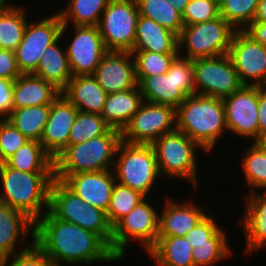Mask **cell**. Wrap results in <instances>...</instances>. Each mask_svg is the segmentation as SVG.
I'll return each instance as SVG.
<instances>
[{
    "label": "cell",
    "mask_w": 266,
    "mask_h": 266,
    "mask_svg": "<svg viewBox=\"0 0 266 266\" xmlns=\"http://www.w3.org/2000/svg\"><path fill=\"white\" fill-rule=\"evenodd\" d=\"M30 230L33 242L57 266H62L61 262L88 265L96 261L119 260L98 234L62 221L49 210L45 212L43 218L34 223V229Z\"/></svg>",
    "instance_id": "cell-1"
},
{
    "label": "cell",
    "mask_w": 266,
    "mask_h": 266,
    "mask_svg": "<svg viewBox=\"0 0 266 266\" xmlns=\"http://www.w3.org/2000/svg\"><path fill=\"white\" fill-rule=\"evenodd\" d=\"M176 129L185 133L208 153L227 129L223 100L194 94L176 109Z\"/></svg>",
    "instance_id": "cell-2"
},
{
    "label": "cell",
    "mask_w": 266,
    "mask_h": 266,
    "mask_svg": "<svg viewBox=\"0 0 266 266\" xmlns=\"http://www.w3.org/2000/svg\"><path fill=\"white\" fill-rule=\"evenodd\" d=\"M0 179L4 194L0 202L23 212L34 223L41 216L42 205L49 210L50 187L54 172H24L0 164Z\"/></svg>",
    "instance_id": "cell-3"
},
{
    "label": "cell",
    "mask_w": 266,
    "mask_h": 266,
    "mask_svg": "<svg viewBox=\"0 0 266 266\" xmlns=\"http://www.w3.org/2000/svg\"><path fill=\"white\" fill-rule=\"evenodd\" d=\"M121 142V131L111 128L106 134L84 143L68 145L54 159V179L63 181L68 175L109 170Z\"/></svg>",
    "instance_id": "cell-4"
},
{
    "label": "cell",
    "mask_w": 266,
    "mask_h": 266,
    "mask_svg": "<svg viewBox=\"0 0 266 266\" xmlns=\"http://www.w3.org/2000/svg\"><path fill=\"white\" fill-rule=\"evenodd\" d=\"M49 211L62 221L98 234L111 248L113 227L106 211L89 205L58 179L50 187Z\"/></svg>",
    "instance_id": "cell-5"
},
{
    "label": "cell",
    "mask_w": 266,
    "mask_h": 266,
    "mask_svg": "<svg viewBox=\"0 0 266 266\" xmlns=\"http://www.w3.org/2000/svg\"><path fill=\"white\" fill-rule=\"evenodd\" d=\"M142 99L156 104L168 105L175 110L187 96L195 94L193 60L180 58L172 62L162 75L136 76Z\"/></svg>",
    "instance_id": "cell-6"
},
{
    "label": "cell",
    "mask_w": 266,
    "mask_h": 266,
    "mask_svg": "<svg viewBox=\"0 0 266 266\" xmlns=\"http://www.w3.org/2000/svg\"><path fill=\"white\" fill-rule=\"evenodd\" d=\"M119 158L115 169L118 183L143 194L149 193L152 185L160 177L156 154L152 145L130 144L121 141L116 154Z\"/></svg>",
    "instance_id": "cell-7"
},
{
    "label": "cell",
    "mask_w": 266,
    "mask_h": 266,
    "mask_svg": "<svg viewBox=\"0 0 266 266\" xmlns=\"http://www.w3.org/2000/svg\"><path fill=\"white\" fill-rule=\"evenodd\" d=\"M236 31L221 16L208 22L184 25L178 36V49L186 43L187 54L184 57L190 60L225 55L229 53Z\"/></svg>",
    "instance_id": "cell-8"
},
{
    "label": "cell",
    "mask_w": 266,
    "mask_h": 266,
    "mask_svg": "<svg viewBox=\"0 0 266 266\" xmlns=\"http://www.w3.org/2000/svg\"><path fill=\"white\" fill-rule=\"evenodd\" d=\"M151 145L156 154L161 176L164 173L172 177L188 178L190 182L197 185L195 149L200 146L195 141L175 129L164 134Z\"/></svg>",
    "instance_id": "cell-9"
},
{
    "label": "cell",
    "mask_w": 266,
    "mask_h": 266,
    "mask_svg": "<svg viewBox=\"0 0 266 266\" xmlns=\"http://www.w3.org/2000/svg\"><path fill=\"white\" fill-rule=\"evenodd\" d=\"M98 29L107 51L132 52L139 17L136 0H111Z\"/></svg>",
    "instance_id": "cell-10"
},
{
    "label": "cell",
    "mask_w": 266,
    "mask_h": 266,
    "mask_svg": "<svg viewBox=\"0 0 266 266\" xmlns=\"http://www.w3.org/2000/svg\"><path fill=\"white\" fill-rule=\"evenodd\" d=\"M144 102L146 103H141L138 111L121 131V141L151 145L164 134L176 129V110L173 107Z\"/></svg>",
    "instance_id": "cell-11"
},
{
    "label": "cell",
    "mask_w": 266,
    "mask_h": 266,
    "mask_svg": "<svg viewBox=\"0 0 266 266\" xmlns=\"http://www.w3.org/2000/svg\"><path fill=\"white\" fill-rule=\"evenodd\" d=\"M145 200H142L113 227L111 251L119 260L124 257L125 246L129 242V235L133 239H139L147 251L157 241L159 214Z\"/></svg>",
    "instance_id": "cell-12"
},
{
    "label": "cell",
    "mask_w": 266,
    "mask_h": 266,
    "mask_svg": "<svg viewBox=\"0 0 266 266\" xmlns=\"http://www.w3.org/2000/svg\"><path fill=\"white\" fill-rule=\"evenodd\" d=\"M193 76L199 95L223 99L243 86L228 54L193 60ZM199 87L203 91H197Z\"/></svg>",
    "instance_id": "cell-13"
},
{
    "label": "cell",
    "mask_w": 266,
    "mask_h": 266,
    "mask_svg": "<svg viewBox=\"0 0 266 266\" xmlns=\"http://www.w3.org/2000/svg\"><path fill=\"white\" fill-rule=\"evenodd\" d=\"M59 14L27 23L23 39L15 50L16 60L22 74H33L45 48L53 44L59 37L62 28Z\"/></svg>",
    "instance_id": "cell-14"
},
{
    "label": "cell",
    "mask_w": 266,
    "mask_h": 266,
    "mask_svg": "<svg viewBox=\"0 0 266 266\" xmlns=\"http://www.w3.org/2000/svg\"><path fill=\"white\" fill-rule=\"evenodd\" d=\"M228 55L243 85L266 86V46L244 30H237ZM248 77L253 80L250 84Z\"/></svg>",
    "instance_id": "cell-15"
},
{
    "label": "cell",
    "mask_w": 266,
    "mask_h": 266,
    "mask_svg": "<svg viewBox=\"0 0 266 266\" xmlns=\"http://www.w3.org/2000/svg\"><path fill=\"white\" fill-rule=\"evenodd\" d=\"M222 100L227 129L255 142L259 138L258 86L243 85Z\"/></svg>",
    "instance_id": "cell-16"
},
{
    "label": "cell",
    "mask_w": 266,
    "mask_h": 266,
    "mask_svg": "<svg viewBox=\"0 0 266 266\" xmlns=\"http://www.w3.org/2000/svg\"><path fill=\"white\" fill-rule=\"evenodd\" d=\"M74 27L75 36L66 50L72 75H93L108 51L98 26Z\"/></svg>",
    "instance_id": "cell-17"
},
{
    "label": "cell",
    "mask_w": 266,
    "mask_h": 266,
    "mask_svg": "<svg viewBox=\"0 0 266 266\" xmlns=\"http://www.w3.org/2000/svg\"><path fill=\"white\" fill-rule=\"evenodd\" d=\"M77 108L61 93L51 104L40 143L55 159L67 146Z\"/></svg>",
    "instance_id": "cell-18"
},
{
    "label": "cell",
    "mask_w": 266,
    "mask_h": 266,
    "mask_svg": "<svg viewBox=\"0 0 266 266\" xmlns=\"http://www.w3.org/2000/svg\"><path fill=\"white\" fill-rule=\"evenodd\" d=\"M131 52L108 51L93 76L107 94L130 90L138 86L135 60Z\"/></svg>",
    "instance_id": "cell-19"
},
{
    "label": "cell",
    "mask_w": 266,
    "mask_h": 266,
    "mask_svg": "<svg viewBox=\"0 0 266 266\" xmlns=\"http://www.w3.org/2000/svg\"><path fill=\"white\" fill-rule=\"evenodd\" d=\"M116 181L114 171L104 170L71 174L62 182L83 201L107 212Z\"/></svg>",
    "instance_id": "cell-20"
},
{
    "label": "cell",
    "mask_w": 266,
    "mask_h": 266,
    "mask_svg": "<svg viewBox=\"0 0 266 266\" xmlns=\"http://www.w3.org/2000/svg\"><path fill=\"white\" fill-rule=\"evenodd\" d=\"M61 93L78 111L100 115L107 98V93L93 75L72 76Z\"/></svg>",
    "instance_id": "cell-21"
},
{
    "label": "cell",
    "mask_w": 266,
    "mask_h": 266,
    "mask_svg": "<svg viewBox=\"0 0 266 266\" xmlns=\"http://www.w3.org/2000/svg\"><path fill=\"white\" fill-rule=\"evenodd\" d=\"M207 214L191 203L177 204L170 199L159 217L158 236L185 237Z\"/></svg>",
    "instance_id": "cell-22"
},
{
    "label": "cell",
    "mask_w": 266,
    "mask_h": 266,
    "mask_svg": "<svg viewBox=\"0 0 266 266\" xmlns=\"http://www.w3.org/2000/svg\"><path fill=\"white\" fill-rule=\"evenodd\" d=\"M61 91L52 83L33 74H21L14 80L13 109L50 105Z\"/></svg>",
    "instance_id": "cell-23"
},
{
    "label": "cell",
    "mask_w": 266,
    "mask_h": 266,
    "mask_svg": "<svg viewBox=\"0 0 266 266\" xmlns=\"http://www.w3.org/2000/svg\"><path fill=\"white\" fill-rule=\"evenodd\" d=\"M67 26H62L60 37L48 48L42 52L39 64L33 75L43 78L47 82L52 83L61 92L67 87L72 72L69 66V60L66 52H63L58 46V41L62 38Z\"/></svg>",
    "instance_id": "cell-24"
},
{
    "label": "cell",
    "mask_w": 266,
    "mask_h": 266,
    "mask_svg": "<svg viewBox=\"0 0 266 266\" xmlns=\"http://www.w3.org/2000/svg\"><path fill=\"white\" fill-rule=\"evenodd\" d=\"M133 50L156 53H180L178 36L152 19L139 16Z\"/></svg>",
    "instance_id": "cell-25"
},
{
    "label": "cell",
    "mask_w": 266,
    "mask_h": 266,
    "mask_svg": "<svg viewBox=\"0 0 266 266\" xmlns=\"http://www.w3.org/2000/svg\"><path fill=\"white\" fill-rule=\"evenodd\" d=\"M142 102L144 101L139 86L107 94L101 116L111 128L122 131Z\"/></svg>",
    "instance_id": "cell-26"
},
{
    "label": "cell",
    "mask_w": 266,
    "mask_h": 266,
    "mask_svg": "<svg viewBox=\"0 0 266 266\" xmlns=\"http://www.w3.org/2000/svg\"><path fill=\"white\" fill-rule=\"evenodd\" d=\"M246 198L242 227L246 234L247 251L252 252L266 245V192H249Z\"/></svg>",
    "instance_id": "cell-27"
},
{
    "label": "cell",
    "mask_w": 266,
    "mask_h": 266,
    "mask_svg": "<svg viewBox=\"0 0 266 266\" xmlns=\"http://www.w3.org/2000/svg\"><path fill=\"white\" fill-rule=\"evenodd\" d=\"M33 226V227H32ZM34 222L23 212L0 202V258L11 257L22 233L26 237Z\"/></svg>",
    "instance_id": "cell-28"
},
{
    "label": "cell",
    "mask_w": 266,
    "mask_h": 266,
    "mask_svg": "<svg viewBox=\"0 0 266 266\" xmlns=\"http://www.w3.org/2000/svg\"><path fill=\"white\" fill-rule=\"evenodd\" d=\"M148 253L158 266H194L193 248L182 236H157Z\"/></svg>",
    "instance_id": "cell-29"
},
{
    "label": "cell",
    "mask_w": 266,
    "mask_h": 266,
    "mask_svg": "<svg viewBox=\"0 0 266 266\" xmlns=\"http://www.w3.org/2000/svg\"><path fill=\"white\" fill-rule=\"evenodd\" d=\"M12 169L24 172H54V159L40 141L29 140L4 162Z\"/></svg>",
    "instance_id": "cell-30"
},
{
    "label": "cell",
    "mask_w": 266,
    "mask_h": 266,
    "mask_svg": "<svg viewBox=\"0 0 266 266\" xmlns=\"http://www.w3.org/2000/svg\"><path fill=\"white\" fill-rule=\"evenodd\" d=\"M49 111L50 105L20 107L6 119L29 140L40 141Z\"/></svg>",
    "instance_id": "cell-31"
},
{
    "label": "cell",
    "mask_w": 266,
    "mask_h": 266,
    "mask_svg": "<svg viewBox=\"0 0 266 266\" xmlns=\"http://www.w3.org/2000/svg\"><path fill=\"white\" fill-rule=\"evenodd\" d=\"M139 16L152 19L177 36L184 27L182 14L167 0H136Z\"/></svg>",
    "instance_id": "cell-32"
},
{
    "label": "cell",
    "mask_w": 266,
    "mask_h": 266,
    "mask_svg": "<svg viewBox=\"0 0 266 266\" xmlns=\"http://www.w3.org/2000/svg\"><path fill=\"white\" fill-rule=\"evenodd\" d=\"M70 6L58 12L62 26H69V20L73 26H98L100 15L105 11L111 0H70Z\"/></svg>",
    "instance_id": "cell-33"
},
{
    "label": "cell",
    "mask_w": 266,
    "mask_h": 266,
    "mask_svg": "<svg viewBox=\"0 0 266 266\" xmlns=\"http://www.w3.org/2000/svg\"><path fill=\"white\" fill-rule=\"evenodd\" d=\"M25 9L11 7L0 9V47L15 51L23 39L27 25Z\"/></svg>",
    "instance_id": "cell-34"
},
{
    "label": "cell",
    "mask_w": 266,
    "mask_h": 266,
    "mask_svg": "<svg viewBox=\"0 0 266 266\" xmlns=\"http://www.w3.org/2000/svg\"><path fill=\"white\" fill-rule=\"evenodd\" d=\"M110 129L100 114L79 111L70 130L68 145L84 143L106 134Z\"/></svg>",
    "instance_id": "cell-35"
},
{
    "label": "cell",
    "mask_w": 266,
    "mask_h": 266,
    "mask_svg": "<svg viewBox=\"0 0 266 266\" xmlns=\"http://www.w3.org/2000/svg\"><path fill=\"white\" fill-rule=\"evenodd\" d=\"M146 197L128 186L116 183L106 212L108 221L114 227L123 217Z\"/></svg>",
    "instance_id": "cell-36"
},
{
    "label": "cell",
    "mask_w": 266,
    "mask_h": 266,
    "mask_svg": "<svg viewBox=\"0 0 266 266\" xmlns=\"http://www.w3.org/2000/svg\"><path fill=\"white\" fill-rule=\"evenodd\" d=\"M135 60L136 76L162 75L168 72L179 53H156L144 50L131 52Z\"/></svg>",
    "instance_id": "cell-37"
},
{
    "label": "cell",
    "mask_w": 266,
    "mask_h": 266,
    "mask_svg": "<svg viewBox=\"0 0 266 266\" xmlns=\"http://www.w3.org/2000/svg\"><path fill=\"white\" fill-rule=\"evenodd\" d=\"M258 2L259 0H226L219 8L220 16L235 29L245 30L253 22Z\"/></svg>",
    "instance_id": "cell-38"
},
{
    "label": "cell",
    "mask_w": 266,
    "mask_h": 266,
    "mask_svg": "<svg viewBox=\"0 0 266 266\" xmlns=\"http://www.w3.org/2000/svg\"><path fill=\"white\" fill-rule=\"evenodd\" d=\"M250 147L242 165L248 185L252 187L250 192H254L257 188L266 189V153L256 142Z\"/></svg>",
    "instance_id": "cell-39"
},
{
    "label": "cell",
    "mask_w": 266,
    "mask_h": 266,
    "mask_svg": "<svg viewBox=\"0 0 266 266\" xmlns=\"http://www.w3.org/2000/svg\"><path fill=\"white\" fill-rule=\"evenodd\" d=\"M193 249L202 244H227L224 232L217 226L215 221L206 216L188 234L185 235Z\"/></svg>",
    "instance_id": "cell-40"
},
{
    "label": "cell",
    "mask_w": 266,
    "mask_h": 266,
    "mask_svg": "<svg viewBox=\"0 0 266 266\" xmlns=\"http://www.w3.org/2000/svg\"><path fill=\"white\" fill-rule=\"evenodd\" d=\"M220 16L219 7L212 0H190L182 13L184 25L208 22Z\"/></svg>",
    "instance_id": "cell-41"
},
{
    "label": "cell",
    "mask_w": 266,
    "mask_h": 266,
    "mask_svg": "<svg viewBox=\"0 0 266 266\" xmlns=\"http://www.w3.org/2000/svg\"><path fill=\"white\" fill-rule=\"evenodd\" d=\"M27 141L29 139L3 117L0 120V164L10 158Z\"/></svg>",
    "instance_id": "cell-42"
},
{
    "label": "cell",
    "mask_w": 266,
    "mask_h": 266,
    "mask_svg": "<svg viewBox=\"0 0 266 266\" xmlns=\"http://www.w3.org/2000/svg\"><path fill=\"white\" fill-rule=\"evenodd\" d=\"M9 258H3L0 266H6ZM9 266H57L34 242L24 247Z\"/></svg>",
    "instance_id": "cell-43"
},
{
    "label": "cell",
    "mask_w": 266,
    "mask_h": 266,
    "mask_svg": "<svg viewBox=\"0 0 266 266\" xmlns=\"http://www.w3.org/2000/svg\"><path fill=\"white\" fill-rule=\"evenodd\" d=\"M227 244H202L193 249L194 266H209L230 255Z\"/></svg>",
    "instance_id": "cell-44"
},
{
    "label": "cell",
    "mask_w": 266,
    "mask_h": 266,
    "mask_svg": "<svg viewBox=\"0 0 266 266\" xmlns=\"http://www.w3.org/2000/svg\"><path fill=\"white\" fill-rule=\"evenodd\" d=\"M22 73L17 64L15 51L0 50V78L14 81Z\"/></svg>",
    "instance_id": "cell-45"
},
{
    "label": "cell",
    "mask_w": 266,
    "mask_h": 266,
    "mask_svg": "<svg viewBox=\"0 0 266 266\" xmlns=\"http://www.w3.org/2000/svg\"><path fill=\"white\" fill-rule=\"evenodd\" d=\"M14 81L0 78V116L5 119L13 110Z\"/></svg>",
    "instance_id": "cell-46"
},
{
    "label": "cell",
    "mask_w": 266,
    "mask_h": 266,
    "mask_svg": "<svg viewBox=\"0 0 266 266\" xmlns=\"http://www.w3.org/2000/svg\"><path fill=\"white\" fill-rule=\"evenodd\" d=\"M259 137L266 134V86H258Z\"/></svg>",
    "instance_id": "cell-47"
},
{
    "label": "cell",
    "mask_w": 266,
    "mask_h": 266,
    "mask_svg": "<svg viewBox=\"0 0 266 266\" xmlns=\"http://www.w3.org/2000/svg\"><path fill=\"white\" fill-rule=\"evenodd\" d=\"M244 31L256 42L266 46V22H252Z\"/></svg>",
    "instance_id": "cell-48"
},
{
    "label": "cell",
    "mask_w": 266,
    "mask_h": 266,
    "mask_svg": "<svg viewBox=\"0 0 266 266\" xmlns=\"http://www.w3.org/2000/svg\"><path fill=\"white\" fill-rule=\"evenodd\" d=\"M253 22H266V0H259Z\"/></svg>",
    "instance_id": "cell-49"
},
{
    "label": "cell",
    "mask_w": 266,
    "mask_h": 266,
    "mask_svg": "<svg viewBox=\"0 0 266 266\" xmlns=\"http://www.w3.org/2000/svg\"><path fill=\"white\" fill-rule=\"evenodd\" d=\"M173 4L174 8L179 11L181 14L184 12L186 5L190 0H167Z\"/></svg>",
    "instance_id": "cell-50"
},
{
    "label": "cell",
    "mask_w": 266,
    "mask_h": 266,
    "mask_svg": "<svg viewBox=\"0 0 266 266\" xmlns=\"http://www.w3.org/2000/svg\"><path fill=\"white\" fill-rule=\"evenodd\" d=\"M255 142L266 153V134L259 137Z\"/></svg>",
    "instance_id": "cell-51"
},
{
    "label": "cell",
    "mask_w": 266,
    "mask_h": 266,
    "mask_svg": "<svg viewBox=\"0 0 266 266\" xmlns=\"http://www.w3.org/2000/svg\"><path fill=\"white\" fill-rule=\"evenodd\" d=\"M6 3V0H0V9H7V8H11V7H14V6H11L9 3L5 4Z\"/></svg>",
    "instance_id": "cell-52"
},
{
    "label": "cell",
    "mask_w": 266,
    "mask_h": 266,
    "mask_svg": "<svg viewBox=\"0 0 266 266\" xmlns=\"http://www.w3.org/2000/svg\"><path fill=\"white\" fill-rule=\"evenodd\" d=\"M220 8L226 0H212Z\"/></svg>",
    "instance_id": "cell-53"
}]
</instances>
